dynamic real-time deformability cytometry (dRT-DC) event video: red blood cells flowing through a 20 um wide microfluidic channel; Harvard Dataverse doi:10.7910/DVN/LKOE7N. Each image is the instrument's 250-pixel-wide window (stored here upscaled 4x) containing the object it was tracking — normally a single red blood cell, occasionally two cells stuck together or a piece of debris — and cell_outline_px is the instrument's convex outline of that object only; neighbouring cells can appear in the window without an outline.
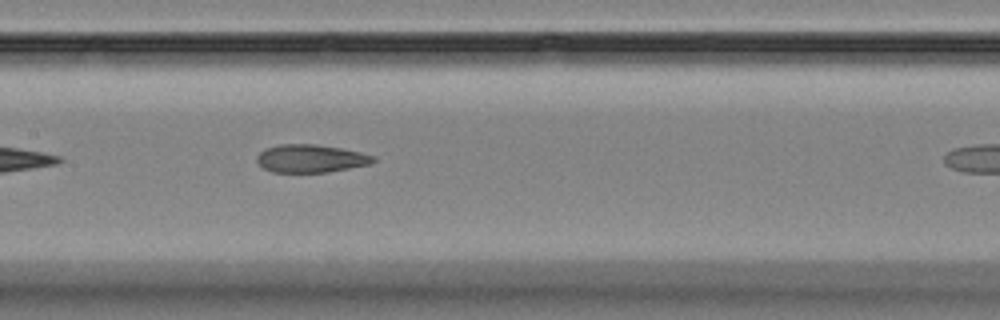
{"species": "Egyptian fruit bat (a non-hibernating species)", "species_latin": "Rousettus aegyptiacus", "temperature_condition": "room temperature", "stored_images_in_passage": 8, "camera_frame_rate_fps": 3000, "um_per_image_px": 0.085, "animal": {"sex": "female"}, "frame": {"image": 1, "passage_image": 7, "time_ms": 6.667, "image_size_px": [1000, 320], "cell_outline_px": [[376, 160], [368, 164], [328, 172], [272, 172], [264, 168], [256, 160], [256, 156], [264, 148], [280, 144], [316, 144], [340, 148], [360, 152], [376, 156]], "centroid_in_image_um": [26.39, 13.46], "position_along_channel_um": 181.0, "area_um2": 18.9}}